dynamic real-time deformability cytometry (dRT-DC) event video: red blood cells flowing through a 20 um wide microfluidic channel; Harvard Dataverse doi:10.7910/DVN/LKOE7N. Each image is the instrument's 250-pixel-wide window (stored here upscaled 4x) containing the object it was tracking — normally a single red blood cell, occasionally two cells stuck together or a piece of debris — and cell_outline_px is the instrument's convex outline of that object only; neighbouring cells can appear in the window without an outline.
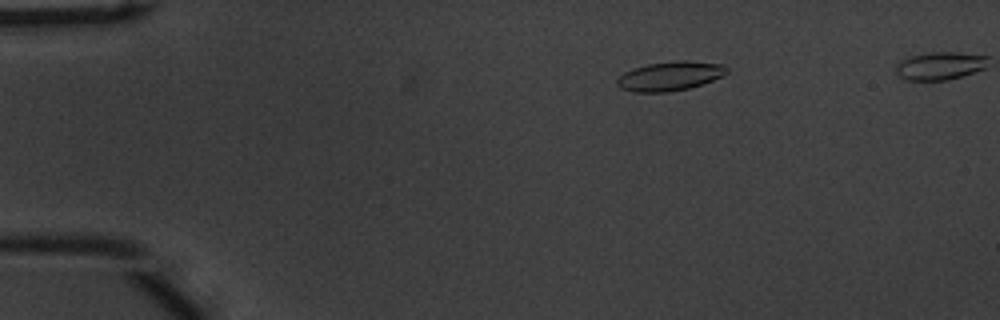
{"species": "common noctule bat (a hibernating species)", "species_latin": "Nyctalus noctula", "temperature_condition": "warm", "stored_images_in_passage": 48, "camera_frame_rate_fps": 3000, "um_per_image_px": 0.085, "animal": {"sex": "male", "body_mass_g": 20.1, "forearm_length_mm": 53.5}, "frame": {"image": 1, "passage_image": 6, "time_ms": 1.667, "image_size_px": [1000, 320], "cell_outline_px": [[728, 72], [724, 76], [688, 88], [668, 92], [636, 92], [620, 88], [616, 84], [616, 80], [624, 72], [632, 68], [648, 64], [680, 60], [688, 60], [724, 64], [728, 68]], "centroid_in_image_um": [56.96, 6.45], "position_along_channel_um": 28.0, "area_um2": 18.73}}
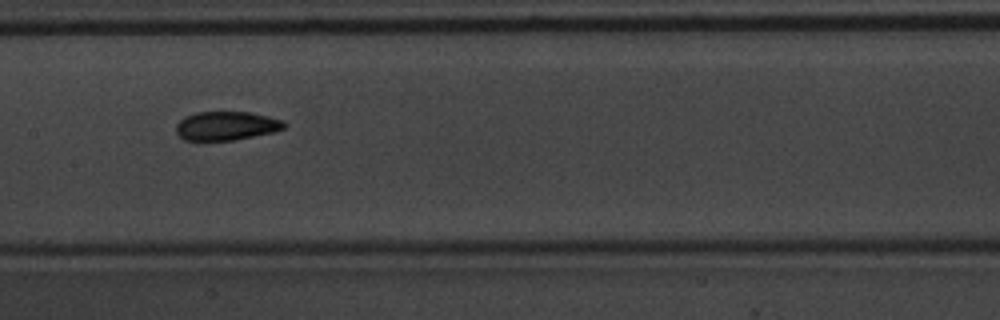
{"frame": {"image": 2, "passage_image": 24, "time_ms": 7.667, "image_size_px": [1000, 320], "cell_outline_px": [[288, 124], [284, 128], [272, 132], [236, 140], [184, 140], [176, 132], [176, 124], [184, 116], [196, 112], [252, 112], [284, 120]], "centroid_in_image_um": [19.25, 10.69], "position_along_channel_um": 188.1, "area_um2": 18.26}}
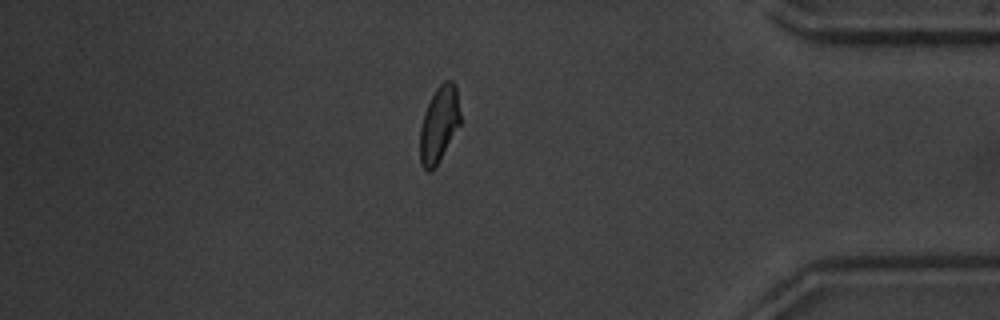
{"frame": {"image": 3, "passage_image": 43, "time_ms": 14.0, "image_size_px": [1000, 320], "cell_outline_px": [[460, 124], [440, 160], [432, 172], [428, 172], [420, 164], [420, 128], [424, 112], [436, 88], [444, 80], [452, 80], [456, 84], [460, 112]], "centroid_in_image_um": [37.32, 10.57], "position_along_channel_um": 397.9, "area_um2": 17.98}}